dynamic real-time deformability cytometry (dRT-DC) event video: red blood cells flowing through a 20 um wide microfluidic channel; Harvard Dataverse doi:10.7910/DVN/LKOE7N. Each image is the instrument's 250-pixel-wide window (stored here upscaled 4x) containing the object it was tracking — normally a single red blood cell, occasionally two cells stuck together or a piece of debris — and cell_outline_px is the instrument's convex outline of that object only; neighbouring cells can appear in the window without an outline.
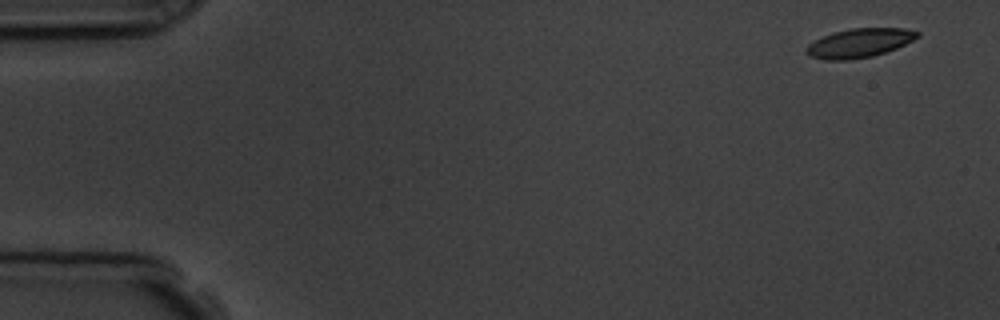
{"species": "common noctule bat (a hibernating species)", "species_latin": "Nyctalus noctula", "temperature_condition": "room temperature", "stored_images_in_passage": 5, "segment_of_instrument_passage": [1, 2], "camera_frame_rate_fps": 3000, "um_per_image_px": 0.085, "animal": {"sex": "male", "body_mass_g": 19.5, "forearm_length_mm": 54.6}, "frame": {"image": 1, "passage_image": 1, "time_ms": 0.0, "image_size_px": [1000, 320], "cell_outline_px": [[920, 36], [896, 48], [872, 56], [848, 60], [824, 60], [808, 56], [804, 52], [804, 48], [808, 44], [832, 32], [852, 28], [904, 28], [920, 32]], "centroid_in_image_um": [73.0, 3.66], "position_along_channel_um": 12.0, "area_um2": 18.79}}